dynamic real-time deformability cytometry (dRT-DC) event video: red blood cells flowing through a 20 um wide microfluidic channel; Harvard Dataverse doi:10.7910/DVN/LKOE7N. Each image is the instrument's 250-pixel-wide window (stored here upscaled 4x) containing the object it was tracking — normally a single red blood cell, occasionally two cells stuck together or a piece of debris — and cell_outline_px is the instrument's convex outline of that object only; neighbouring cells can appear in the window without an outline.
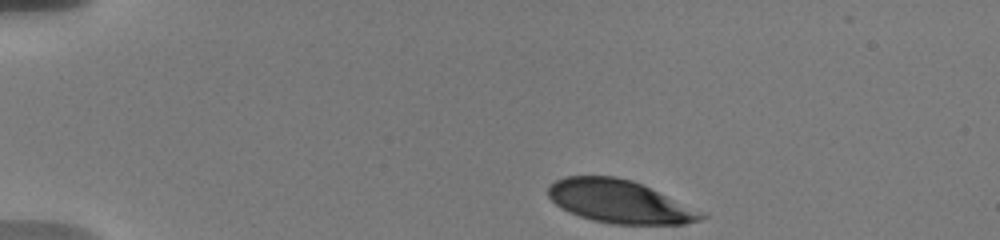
{"species": "human", "species_latin": "Homo sapiens", "temperature_condition": "warm", "stored_images_in_passage": 66, "camera_frame_rate_fps": 3000, "um_per_image_px": 0.085, "donor": {"sex": "male"}, "frame": {"image": 1, "passage_image": 1, "time_ms": 0.0, "image_size_px": [1000, 240], "cell_outline_px": [[708, 216], [700, 220], [684, 224], [612, 224], [592, 220], [580, 216], [556, 204], [548, 196], [548, 184], [564, 176], [616, 176], [632, 180]], "centroid_in_image_um": [52.58, 17.13], "position_along_channel_um": 32.4, "area_um2": 37.51}}
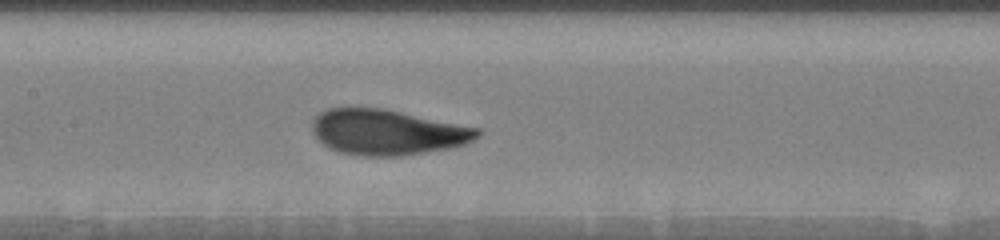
{"frame": {"image": 2, "passage_image": 22, "time_ms": 6.0, "image_size_px": [1000, 240], "cell_outline_px": [[484, 132], [480, 136], [464, 144], [448, 148], [404, 156], [360, 156], [340, 152], [328, 148], [312, 132], [312, 120], [320, 112], [328, 108], [348, 104], [384, 108], [480, 128]], "centroid_in_image_um": [32.88, 11.2], "position_along_channel_um": 174.5, "area_um2": 44.74}}
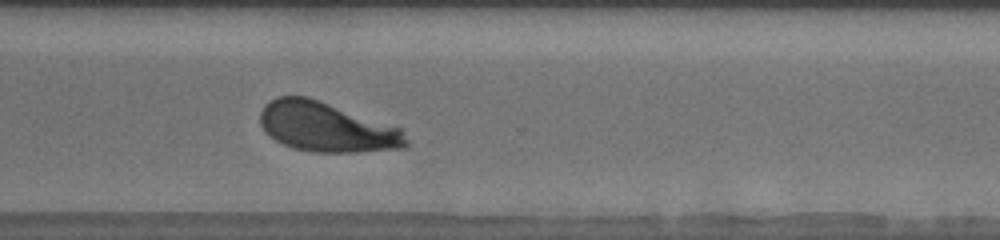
{"frame": {"image": 3, "passage_image": 47, "time_ms": 10.667, "image_size_px": [1000, 240], "cell_outline_px": [[408, 144], [404, 148], [356, 152], [312, 152], [292, 148], [276, 140], [264, 132], [260, 124], [260, 112], [264, 104], [268, 100], [276, 96], [308, 96], [320, 100], [400, 128], [408, 140]], "centroid_in_image_um": [27.71, 10.79], "position_along_channel_um": 342.9, "area_um2": 42.31}, "authors_computed_cell_mechanics": {"area_um2": 43.35, "velocity_mm_per_s": 3.6176, "shape_relaxation_time_tau1_ms": 2.6041, "shape_relaxation_time_tau2_ms": null, "deformation_change_tau1": 0.1694, "deformation_change_tau2": null}}